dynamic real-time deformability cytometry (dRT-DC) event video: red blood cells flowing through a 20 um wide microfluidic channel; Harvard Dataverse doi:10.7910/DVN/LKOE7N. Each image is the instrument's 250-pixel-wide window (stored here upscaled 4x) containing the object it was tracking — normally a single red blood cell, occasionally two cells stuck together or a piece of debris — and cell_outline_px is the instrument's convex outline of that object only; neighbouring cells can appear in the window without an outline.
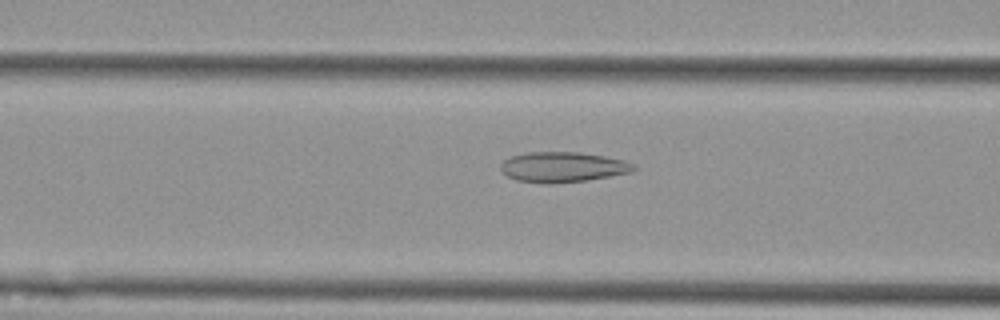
{"species": "Egyptian fruit bat (a non-hibernating species)", "species_latin": "Rousettus aegyptiacus", "temperature_condition": "cold", "stored_images_in_passage": 56, "camera_frame_rate_fps": 3000, "um_per_image_px": 0.085, "animal": {"sex": "female"}, "frame": {"image": 1, "passage_image": 22, "time_ms": 7.0, "image_size_px": [1000, 320], "cell_outline_px": [[636, 168], [632, 172], [588, 180], [548, 184], [516, 180], [508, 176], [500, 168], [500, 164], [504, 160], [512, 156], [528, 152], [580, 152], [604, 156], [624, 160], [636, 164]], "centroid_in_image_um": [47.86, 14.2], "position_along_channel_um": 118.7, "area_um2": 23.47}}
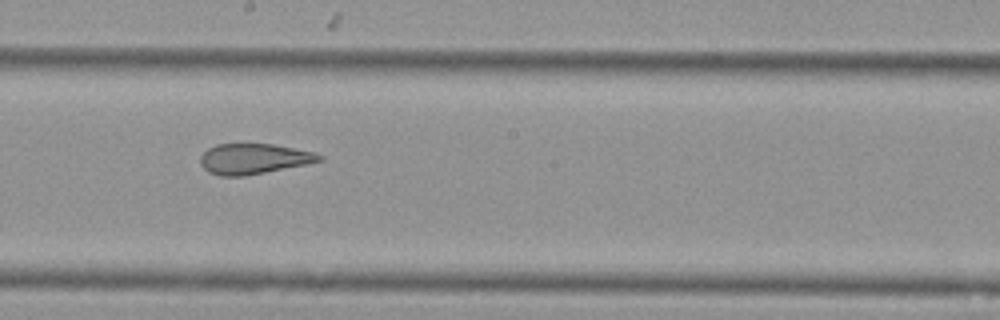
{"frame": {"image": 2, "passage_image": 31, "time_ms": 10.0, "image_size_px": [1000, 320], "cell_outline_px": [[324, 160], [244, 176], [220, 176], [208, 172], [200, 164], [200, 156], [208, 148], [216, 144], [272, 144], [312, 152], [324, 156]], "centroid_in_image_um": [21.51, 13.5], "position_along_channel_um": 226.7, "area_um2": 20.81}}
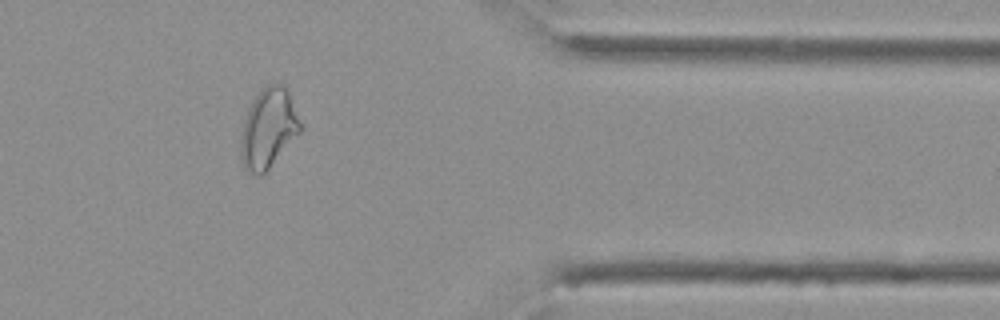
{"frame": {"image": 3, "passage_image": 46, "time_ms": 15.0, "image_size_px": [1000, 320], "cell_outline_px": [[300, 132], [268, 168], [260, 176], [256, 176], [248, 172], [244, 168], [240, 160], [240, 140], [244, 120], [248, 108], [252, 100], [268, 84], [276, 80], [288, 92], [300, 124]], "centroid_in_image_um": [22.75, 10.93], "position_along_channel_um": 388.6, "area_um2": 27.17}, "authors_computed_cell_mechanics": {"area_um2": 26.9637, "velocity_mm_per_s": 3.6076, "shape_relaxation_time_tau1_ms": null, "shape_relaxation_time_tau2_ms": 1.7082, "deformation_change_tau1": null, "deformation_change_tau2": 0.085}}